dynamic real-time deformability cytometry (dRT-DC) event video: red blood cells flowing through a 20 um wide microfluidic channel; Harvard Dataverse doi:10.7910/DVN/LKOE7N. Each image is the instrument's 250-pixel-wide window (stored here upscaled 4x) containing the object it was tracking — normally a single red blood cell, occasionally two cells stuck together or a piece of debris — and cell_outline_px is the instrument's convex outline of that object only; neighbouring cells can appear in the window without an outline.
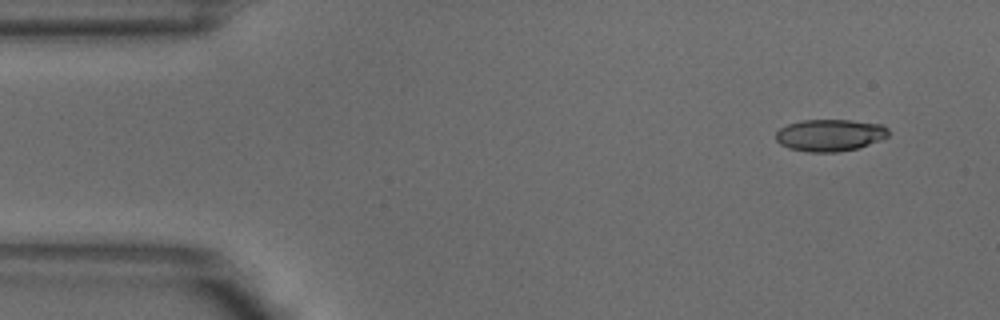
{"species": "common noctule bat (a hibernating species)", "species_latin": "Nyctalus noctula", "temperature_condition": "warm", "stored_images_in_passage": 2, "camera_frame_rate_fps": 3000, "um_per_image_px": 0.085, "animal": {"sex": "male", "body_mass_g": 18.8}, "frame": {"image": 1, "passage_image": 2, "time_ms": 0.333, "image_size_px": [1000, 320], "cell_outline_px": [[888, 136], [880, 140], [856, 148], [836, 152], [808, 152], [788, 148], [780, 144], [776, 140], [776, 132], [780, 128], [788, 124], [800, 120], [848, 120], [884, 124], [888, 128]], "centroid_in_image_um": [70.53, 11.48], "position_along_channel_um": 14.5, "area_um2": 20.98}}